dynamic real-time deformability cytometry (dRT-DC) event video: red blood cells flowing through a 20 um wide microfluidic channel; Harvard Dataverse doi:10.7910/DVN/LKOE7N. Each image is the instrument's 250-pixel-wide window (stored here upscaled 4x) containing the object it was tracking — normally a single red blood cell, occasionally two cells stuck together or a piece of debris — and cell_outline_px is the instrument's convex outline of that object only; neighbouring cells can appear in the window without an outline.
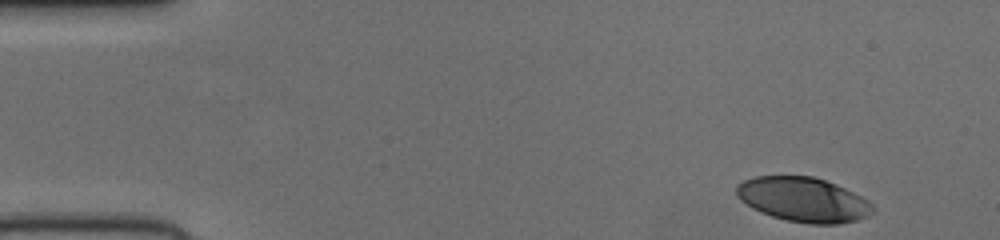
{"species": "human", "species_latin": "Homo sapiens", "temperature_condition": "cold", "stored_images_in_passage": 48, "camera_frame_rate_fps": 3000, "um_per_image_px": 0.085, "donor": {"sex": "female"}, "frame": {"image": 1, "passage_image": 1, "time_ms": 0.0, "image_size_px": [1000, 240], "cell_outline_px": [[876, 208], [868, 216], [856, 220], [840, 224], [808, 224], [784, 220], [760, 212], [752, 208], [740, 200], [736, 196], [736, 184], [752, 176], [812, 176], [836, 184], [868, 200]], "centroid_in_image_um": [68.25, 16.97], "position_along_channel_um": 16.7, "area_um2": 35.6}}
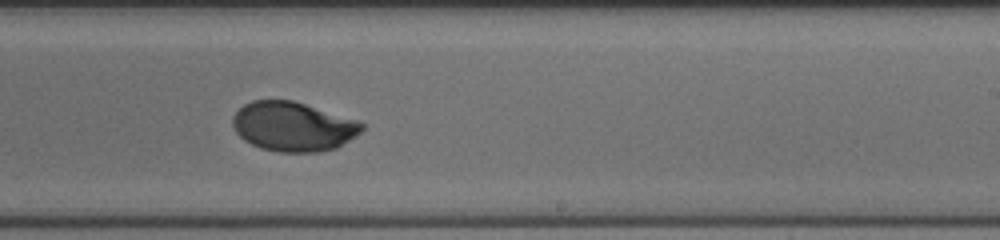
{"frame": {"image": 2, "passage_image": 28, "time_ms": 9.0, "image_size_px": [1000, 240], "cell_outline_px": [[364, 128], [356, 136], [336, 148], [320, 152], [280, 152], [260, 148], [244, 140], [236, 132], [232, 124], [232, 116], [244, 104], [252, 100], [292, 100], [356, 120], [364, 124]], "centroid_in_image_um": [24.89, 10.76], "position_along_channel_um": 264.1, "area_um2": 37.05}}
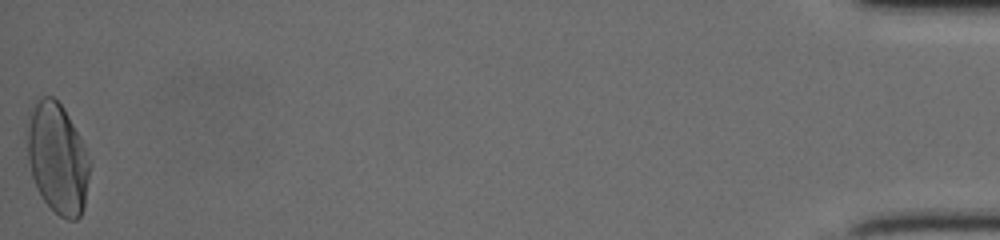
{"frame": {"image": 3, "passage_image": 48, "time_ms": 15.667, "image_size_px": [1000, 240], "cell_outline_px": [[92, 164], [84, 208], [80, 216], [76, 220], [68, 220], [60, 216], [44, 200], [36, 188], [32, 176], [28, 160], [28, 112], [36, 100], [44, 96], [52, 96], [64, 108]], "centroid_in_image_um": [4.89, 13.48], "position_along_channel_um": 430.3, "area_um2": 40.17}}